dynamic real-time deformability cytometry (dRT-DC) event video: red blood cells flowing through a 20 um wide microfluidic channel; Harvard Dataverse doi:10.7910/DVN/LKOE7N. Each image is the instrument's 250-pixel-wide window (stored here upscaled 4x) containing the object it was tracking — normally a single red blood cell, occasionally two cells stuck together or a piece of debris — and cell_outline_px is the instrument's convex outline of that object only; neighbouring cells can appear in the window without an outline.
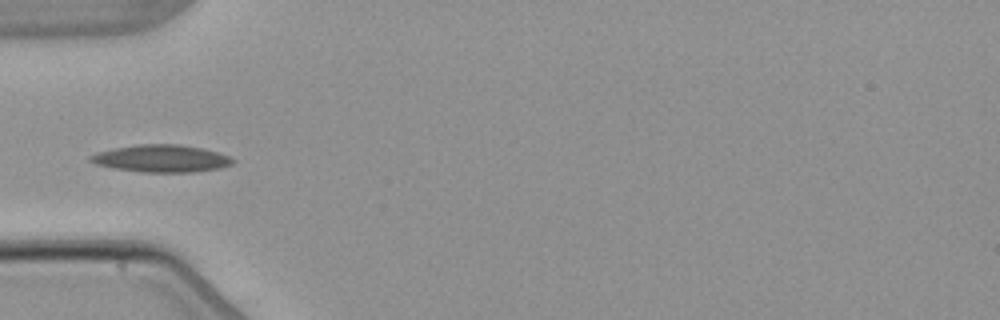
{"species": "common noctule bat (a hibernating species)", "species_latin": "Nyctalus noctula", "temperature_condition": "warm", "stored_images_in_passage": 7, "camera_frame_rate_fps": 3000, "um_per_image_px": 0.085, "animal": {"sex": "male", "body_mass_g": 21.5, "forearm_length_mm": 52.0}, "frame": {"image": 1, "passage_image": 4, "time_ms": 4.0, "image_size_px": [1000, 320], "cell_outline_px": [[236, 160], [232, 164], [220, 168], [196, 172], [144, 172], [116, 168], [96, 164], [88, 160], [88, 156], [100, 152], [116, 148], [136, 144], [180, 144], [200, 148], [216, 152], [228, 156]], "centroid_in_image_um": [13.74, 13.47], "position_along_channel_um": 71.3, "area_um2": 22.43}}
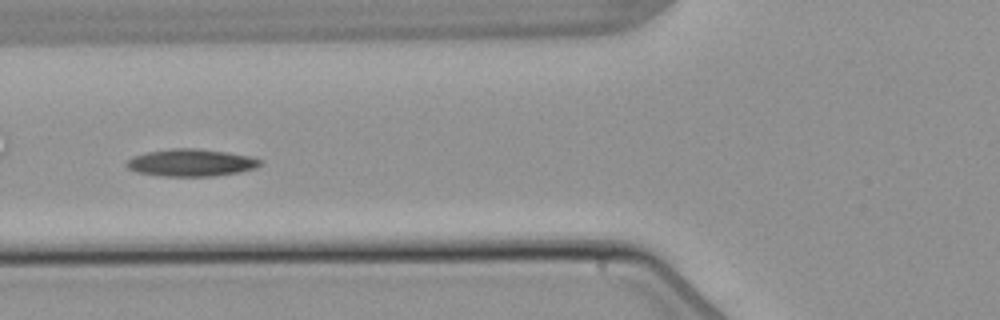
{"frame": {"image": 2, "passage_image": 5, "time_ms": 5.0, "image_size_px": [1000, 320], "cell_outline_px": [[264, 160], [256, 168], [240, 172], [212, 176], [164, 176], [136, 172], [128, 168], [124, 164], [132, 156], [148, 152], [172, 148], [196, 148], [252, 156]], "centroid_in_image_um": [16.25, 13.83], "position_along_channel_um": 109.6, "area_um2": 21.27}}